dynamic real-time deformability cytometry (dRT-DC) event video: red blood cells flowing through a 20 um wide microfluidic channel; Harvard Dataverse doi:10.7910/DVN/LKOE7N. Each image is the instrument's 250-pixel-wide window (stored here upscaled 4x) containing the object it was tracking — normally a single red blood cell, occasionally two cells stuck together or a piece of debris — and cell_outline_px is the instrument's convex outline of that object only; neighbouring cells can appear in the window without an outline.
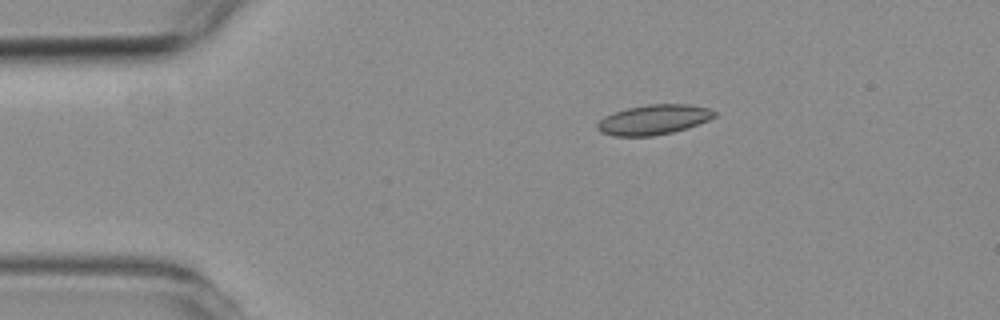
{"species": "common noctule bat (a hibernating species)", "species_latin": "Nyctalus noctula", "temperature_condition": "room temperature", "stored_images_in_passage": 6, "camera_frame_rate_fps": 3000, "um_per_image_px": 0.085, "animal": {"sex": "female", "body_mass_g": 19.3, "forearm_length_mm": 54.1}, "frame": {"image": 1, "passage_image": 3, "time_ms": 2.333, "image_size_px": [1000, 320], "cell_outline_px": [[716, 116], [708, 120], [672, 132], [652, 136], [612, 136], [600, 132], [596, 128], [596, 124], [604, 116], [628, 108], [648, 104], [688, 104], [708, 108], [716, 112]], "centroid_in_image_um": [55.52, 10.17], "position_along_channel_um": 29.5, "area_um2": 20.23}}
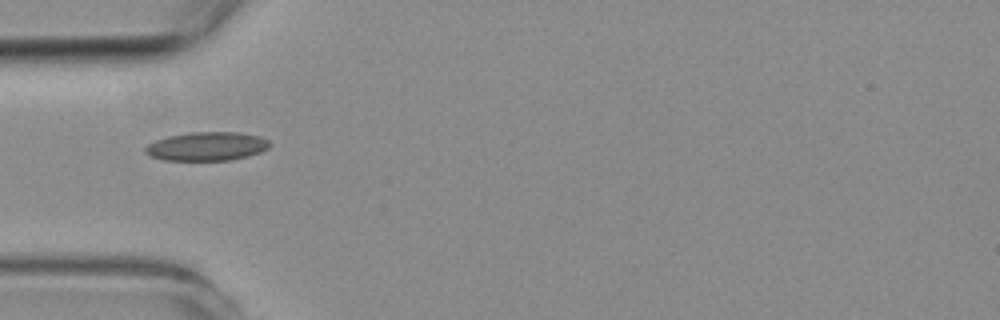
{"frame": {"image": 2, "passage_image": 5, "time_ms": 4.667, "image_size_px": [1000, 320], "cell_outline_px": [[272, 144], [268, 148], [260, 152], [248, 156], [228, 160], [164, 160], [152, 156], [144, 152], [144, 148], [148, 144], [156, 140], [168, 136], [192, 132], [236, 132], [260, 136], [268, 140]], "centroid_in_image_um": [17.59, 12.43], "position_along_channel_um": 67.4, "area_um2": 20.75}}
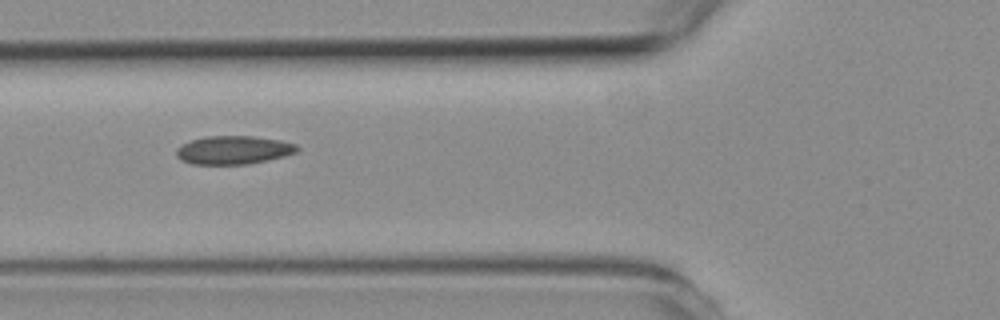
{"frame": {"image": 3, "passage_image": 6, "time_ms": 5.667, "image_size_px": [1000, 320], "cell_outline_px": [[300, 148], [296, 152], [284, 156], [268, 160], [248, 164], [192, 164], [180, 160], [176, 156], [176, 148], [192, 140], [208, 136], [252, 136], [280, 140], [296, 144]], "centroid_in_image_um": [19.85, 12.76], "position_along_channel_um": 105.9, "area_um2": 19.94}}